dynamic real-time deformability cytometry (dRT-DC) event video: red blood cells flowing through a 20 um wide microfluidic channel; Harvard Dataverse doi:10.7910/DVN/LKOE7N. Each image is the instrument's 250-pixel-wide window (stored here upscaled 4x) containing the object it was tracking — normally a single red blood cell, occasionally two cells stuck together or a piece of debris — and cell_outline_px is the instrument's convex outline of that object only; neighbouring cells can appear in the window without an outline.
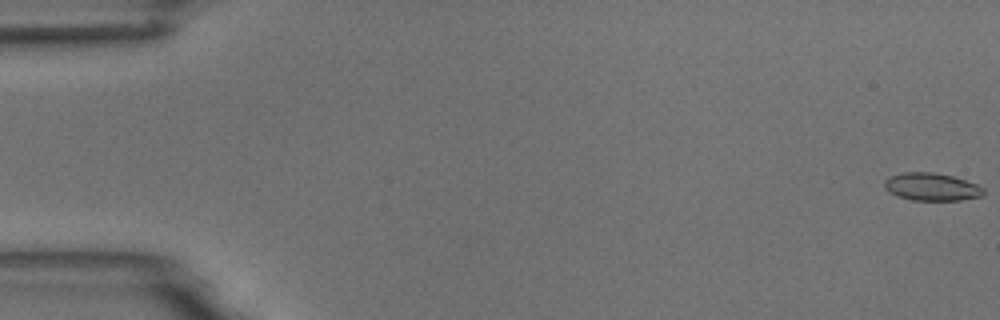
{"species": "common noctule bat (a hibernating species)", "species_latin": "Nyctalus noctula", "temperature_condition": "room temperature", "stored_images_in_passage": 5, "camera_frame_rate_fps": 3000, "um_per_image_px": 0.085, "animal": {"sex": "male", "body_mass_g": 18.8}, "frame": {"image": 1, "passage_image": 1, "time_ms": 0.0, "image_size_px": [1000, 320], "cell_outline_px": [[984, 196], [960, 200], [912, 200], [900, 196], [884, 188], [884, 180], [892, 176], [904, 172], [936, 172], [952, 176], [976, 184], [984, 188]], "centroid_in_image_um": [79.22, 15.88], "position_along_channel_um": 5.8, "area_um2": 15.84}}
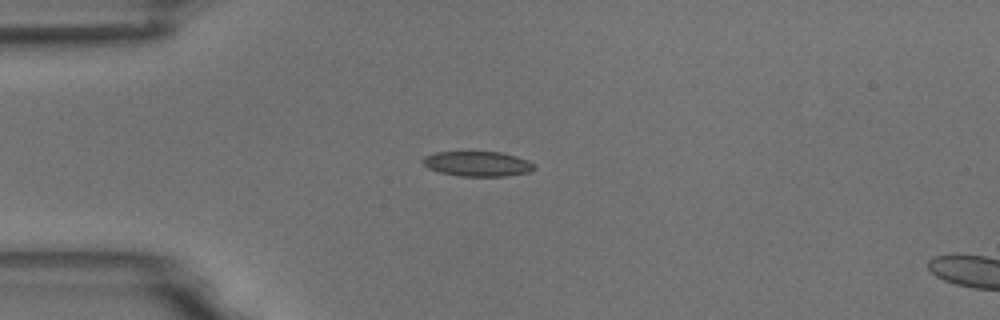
{"frame": {"image": 2, "passage_image": 4, "time_ms": 4.667, "image_size_px": [1000, 320], "cell_outline_px": [[536, 168], [528, 172], [504, 176], [460, 176], [440, 172], [428, 168], [420, 160], [424, 156], [436, 152], [500, 152], [516, 156], [528, 160], [536, 164]], "centroid_in_image_um": [40.59, 13.92], "position_along_channel_um": 44.4, "area_um2": 16.24}}